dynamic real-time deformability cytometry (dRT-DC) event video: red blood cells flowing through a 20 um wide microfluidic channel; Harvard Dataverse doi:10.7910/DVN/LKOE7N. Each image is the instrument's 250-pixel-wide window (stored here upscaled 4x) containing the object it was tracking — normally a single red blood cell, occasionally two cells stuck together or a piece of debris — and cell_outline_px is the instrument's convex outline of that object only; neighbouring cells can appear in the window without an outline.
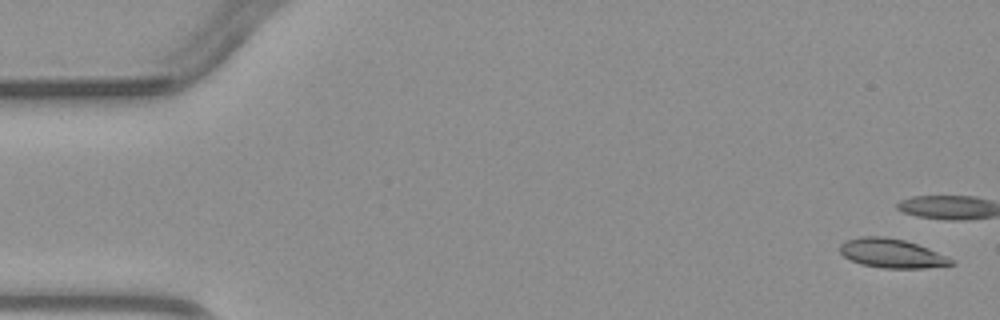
{"species": "common noctule bat (a hibernating species)", "species_latin": "Nyctalus noctula", "temperature_condition": "warm", "stored_images_in_passage": 5, "camera_frame_rate_fps": 3000, "um_per_image_px": 0.085, "animal": {"sex": "male", "body_mass_g": 23.1, "forearm_length_mm": 52.7}, "frame": {"image": 1, "passage_image": 1, "time_ms": 0.0, "image_size_px": [1000, 320], "cell_outline_px": [[956, 264], [924, 268], [884, 268], [860, 264], [844, 256], [840, 252], [840, 244], [844, 240], [860, 236], [884, 236], [904, 240], [928, 248], [948, 256], [956, 260]], "centroid_in_image_um": [75.82, 21.53], "position_along_channel_um": 9.2, "area_um2": 19.02}}